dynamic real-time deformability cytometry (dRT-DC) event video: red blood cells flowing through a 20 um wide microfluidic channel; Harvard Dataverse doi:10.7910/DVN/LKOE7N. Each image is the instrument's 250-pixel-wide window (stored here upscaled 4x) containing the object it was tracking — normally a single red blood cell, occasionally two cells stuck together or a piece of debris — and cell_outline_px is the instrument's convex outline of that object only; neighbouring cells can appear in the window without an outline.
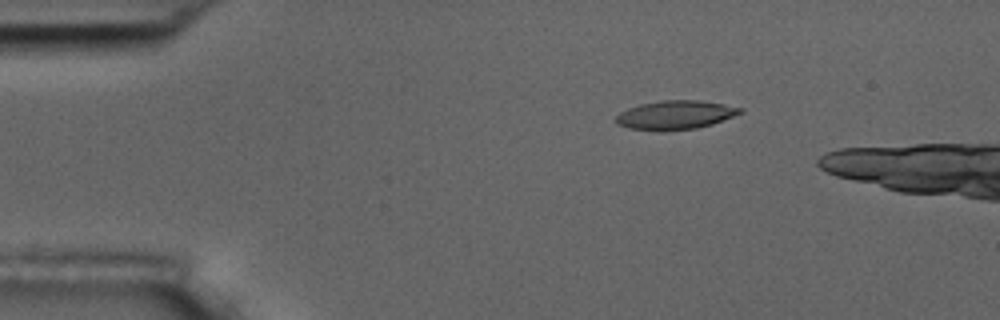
{"species": "common noctule bat (a hibernating species)", "species_latin": "Nyctalus noctula", "temperature_condition": "room temperature", "stored_images_in_passage": 5, "camera_frame_rate_fps": 3000, "um_per_image_px": 0.085, "animal": {"sex": "male", "body_mass_g": 17.5, "forearm_length_mm": 52.3}, "frame": {"image": 1, "passage_image": 3, "time_ms": 2.333, "image_size_px": [1000, 320], "cell_outline_px": [[744, 112], [712, 124], [696, 128], [628, 128], [616, 124], [616, 116], [620, 112], [628, 108], [640, 104], [660, 100], [696, 100], [724, 104], [744, 108]], "centroid_in_image_um": [57.44, 9.72], "position_along_channel_um": 27.6, "area_um2": 20.11}}